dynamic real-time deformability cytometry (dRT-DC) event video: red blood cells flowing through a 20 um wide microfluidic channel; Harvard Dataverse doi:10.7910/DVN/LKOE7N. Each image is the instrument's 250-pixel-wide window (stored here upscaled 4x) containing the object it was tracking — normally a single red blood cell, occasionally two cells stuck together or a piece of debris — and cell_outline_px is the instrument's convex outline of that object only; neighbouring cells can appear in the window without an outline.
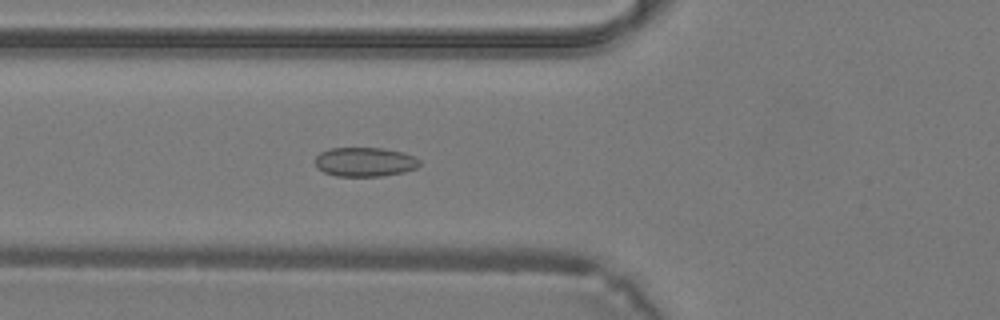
{"species": "common noctule bat (a hibernating species)", "species_latin": "Nyctalus noctula", "temperature_condition": "warm", "stored_images_in_passage": 30, "camera_frame_rate_fps": 3000, "um_per_image_px": 0.085, "animal": {"sex": "male", "body_mass_g": 19.2, "forearm_length_mm": 51.8}, "frame": {"image": 1, "passage_image": 5, "time_ms": 1.333, "image_size_px": [1000, 320], "cell_outline_px": [[420, 164], [416, 168], [404, 172], [380, 176], [336, 176], [324, 172], [316, 168], [316, 156], [320, 152], [328, 148], [380, 148], [404, 152], [416, 156], [420, 160]], "centroid_in_image_um": [31.02, 13.76], "position_along_channel_um": 94.8, "area_um2": 17.92}}
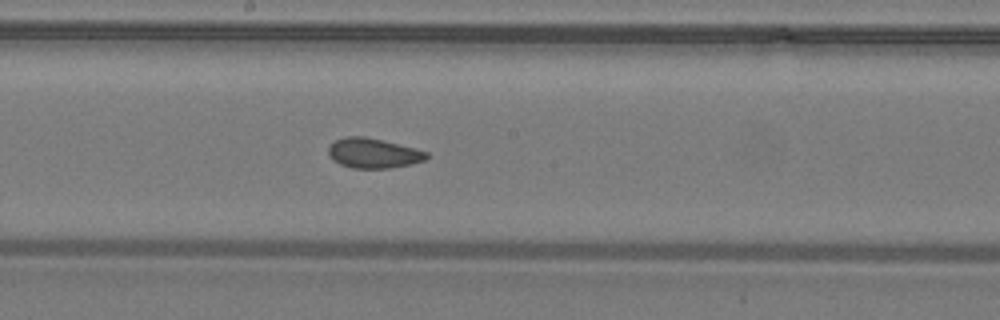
{"frame": {"image": 2, "passage_image": 12, "time_ms": 3.667, "image_size_px": [1000, 320], "cell_outline_px": [[428, 156], [424, 160], [392, 168], [352, 168], [340, 164], [332, 160], [328, 156], [328, 144], [344, 136], [364, 136], [428, 152]], "centroid_in_image_um": [31.64, 13.02], "position_along_channel_um": 216.6, "area_um2": 16.94}}
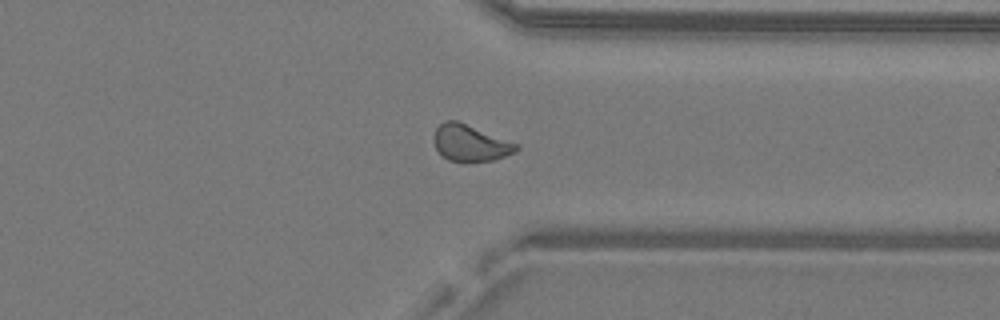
{"frame": {"image": 3, "passage_image": 21, "time_ms": 6.667, "image_size_px": [1000, 320], "cell_outline_px": [[520, 148], [516, 152], [492, 160], [464, 164], [448, 160], [436, 148], [436, 128], [444, 120], [456, 120], [520, 144]], "centroid_in_image_um": [40.03, 12.19], "position_along_channel_um": 371.4, "area_um2": 17.63}}